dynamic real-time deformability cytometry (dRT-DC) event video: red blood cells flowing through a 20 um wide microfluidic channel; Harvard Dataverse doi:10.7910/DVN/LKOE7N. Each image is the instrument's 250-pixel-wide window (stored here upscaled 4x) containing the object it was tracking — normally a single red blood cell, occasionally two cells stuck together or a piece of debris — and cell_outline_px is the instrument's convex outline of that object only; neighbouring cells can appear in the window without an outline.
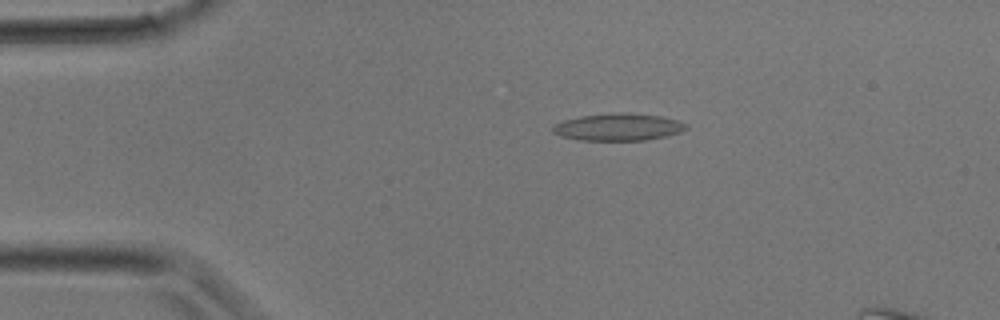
{"species": "common noctule bat (a hibernating species)", "species_latin": "Nyctalus noctula", "temperature_condition": "room temperature", "stored_images_in_passage": 31, "camera_frame_rate_fps": 3000, "um_per_image_px": 0.085, "animal": {"sex": "male", "body_mass_g": 17.9}, "frame": {"image": 1, "passage_image": 6, "time_ms": 1.667, "image_size_px": [1000, 320], "cell_outline_px": [[688, 128], [680, 132], [668, 136], [644, 140], [580, 140], [560, 136], [552, 132], [552, 128], [556, 124], [564, 120], [580, 116], [608, 112], [624, 112], [660, 116], [680, 120], [688, 124]], "centroid_in_image_um": [52.58, 10.79], "position_along_channel_um": 32.4, "area_um2": 21.39}}
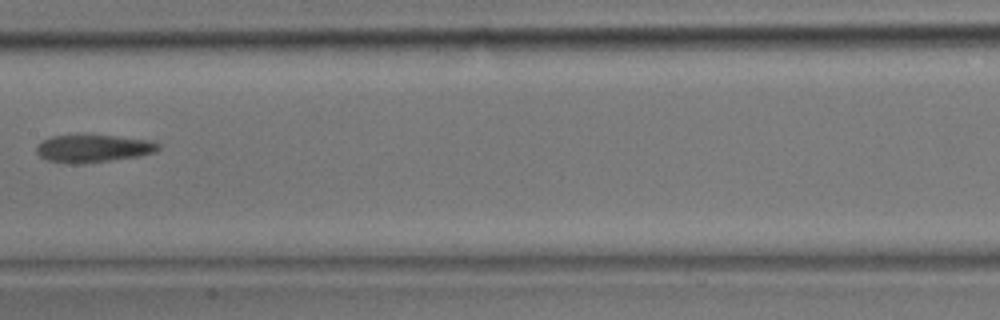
{"frame": {"image": 2, "passage_image": 16, "time_ms": 5.0, "image_size_px": [1000, 320], "cell_outline_px": [[160, 148], [156, 152], [136, 156], [84, 164], [72, 164], [48, 160], [40, 156], [36, 152], [36, 148], [44, 140], [52, 136], [112, 136], [152, 140], [160, 144]], "centroid_in_image_um": [7.95, 12.63], "position_along_channel_um": 199.4, "area_um2": 19.25}}
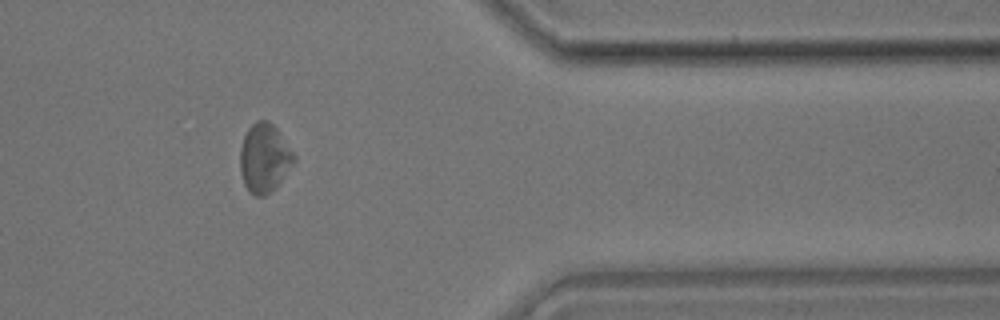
{"frame": {"image": 3, "passage_image": 26, "time_ms": 8.333, "image_size_px": [1000, 320], "cell_outline_px": [[296, 160], [276, 188], [264, 196], [256, 196], [248, 192], [244, 184], [240, 172], [240, 148], [244, 136], [248, 128], [256, 120], [268, 120], [276, 128], [296, 156]], "centroid_in_image_um": [22.46, 13.45], "position_along_channel_um": 388.9, "area_um2": 21.73}}